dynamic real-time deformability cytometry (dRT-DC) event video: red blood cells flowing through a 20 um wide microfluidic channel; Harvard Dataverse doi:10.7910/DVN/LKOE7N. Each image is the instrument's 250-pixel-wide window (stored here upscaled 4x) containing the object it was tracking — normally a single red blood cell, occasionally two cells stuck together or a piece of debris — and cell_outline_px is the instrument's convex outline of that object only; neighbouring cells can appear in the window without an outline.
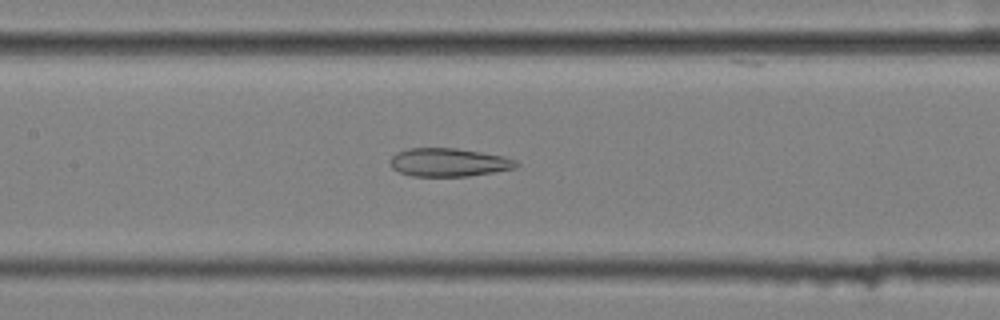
{"species": "common noctule bat (a hibernating species)", "species_latin": "Nyctalus noctula", "temperature_condition": "cold", "stored_images_in_passage": 56, "camera_frame_rate_fps": 3000, "um_per_image_px": 0.085, "animal": {"sex": "female", "body_mass_g": 25.1}, "frame": {"image": 1, "passage_image": 26, "time_ms": 8.333, "image_size_px": [1000, 320], "cell_outline_px": [[520, 164], [516, 168], [468, 176], [412, 176], [400, 172], [392, 168], [388, 160], [396, 152], [408, 148], [456, 148], [504, 156], [516, 160]], "centroid_in_image_um": [38.12, 13.79], "position_along_channel_um": 169.3, "area_um2": 20.87}}
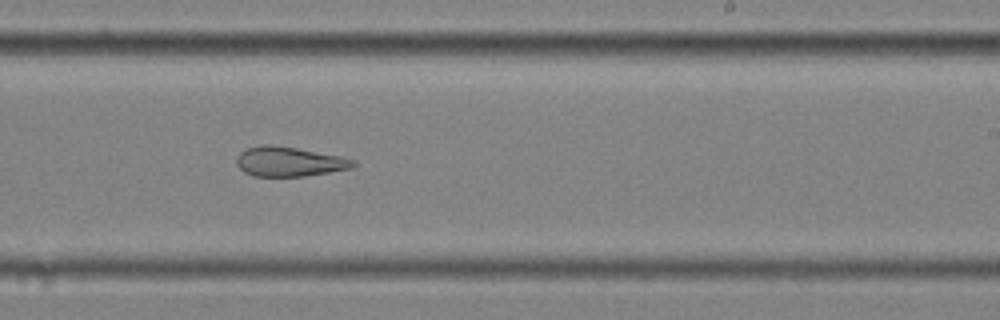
{"frame": {"image": 2, "passage_image": 34, "time_ms": 11.0, "image_size_px": [1000, 320], "cell_outline_px": [[356, 164], [352, 168], [304, 176], [252, 176], [244, 172], [236, 164], [236, 156], [240, 152], [248, 148], [260, 144], [272, 144], [296, 148], [340, 156], [356, 160]], "centroid_in_image_um": [24.55, 13.73], "position_along_channel_um": 264.5, "area_um2": 20.17}}
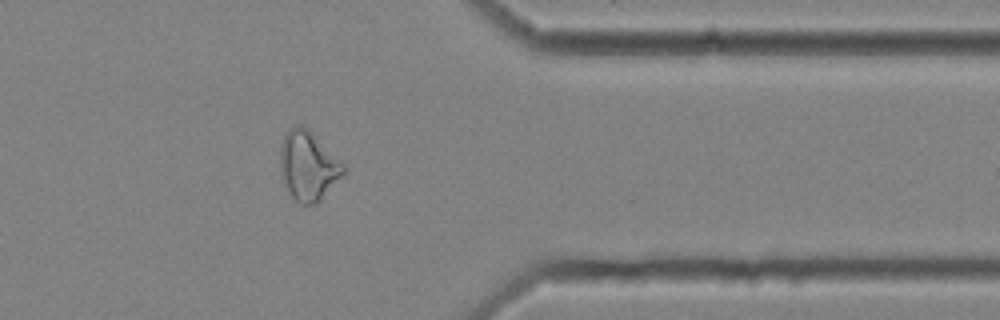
{"frame": {"image": 3, "passage_image": 45, "time_ms": 14.667, "image_size_px": [1000, 320], "cell_outline_px": [[348, 172], [316, 204], [300, 204], [292, 196], [288, 188], [280, 168], [280, 144], [284, 136], [296, 124], [300, 124], [308, 128], [344, 164]], "centroid_in_image_um": [26.24, 14.09], "position_along_channel_um": 385.2, "area_um2": 25.43}, "authors_computed_cell_mechanics": {"area_um2": 26.7036, "velocity_mm_per_s": 3.5734, "shape_relaxation_time_tau1_ms": null, "shape_relaxation_time_tau2_ms": 2.9794, "deformation_change_tau1": null, "deformation_change_tau2": 0.1277}}